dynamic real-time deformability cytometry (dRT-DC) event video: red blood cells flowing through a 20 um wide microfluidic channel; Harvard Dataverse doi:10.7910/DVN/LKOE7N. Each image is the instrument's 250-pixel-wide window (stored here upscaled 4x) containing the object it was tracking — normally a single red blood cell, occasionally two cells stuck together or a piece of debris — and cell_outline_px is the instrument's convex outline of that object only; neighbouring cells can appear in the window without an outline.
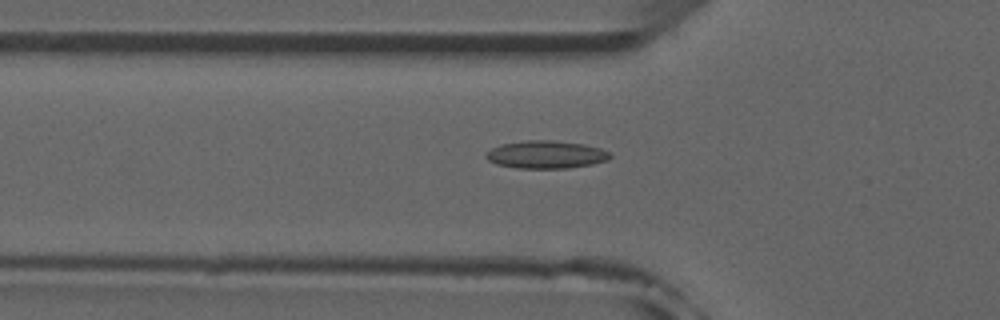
{"species": "common noctule bat (a hibernating species)", "species_latin": "Nyctalus noctula", "temperature_condition": "room temperature", "stored_images_in_passage": 48, "camera_frame_rate_fps": 3000, "um_per_image_px": 0.085, "animal": {"sex": "male", "forearm_length_mm": 52.5}, "frame": {"image": 1, "passage_image": 14, "time_ms": 4.333, "image_size_px": [1000, 320], "cell_outline_px": [[612, 156], [608, 160], [592, 164], [568, 168], [516, 168], [496, 164], [488, 160], [484, 156], [492, 148], [500, 144], [528, 140], [552, 140], [584, 144], [600, 148], [608, 152]], "centroid_in_image_um": [46.41, 13.14], "position_along_channel_um": 79.4, "area_um2": 20.06}, "authors_computed_cell_mechanics": {"area_um2": 18.207, "velocity_mm_per_s": 3.9392, "shape_relaxation_time_tau1_ms": null, "shape_relaxation_time_tau2_ms": 3.1466, "deformation_change_tau1": null, "deformation_change_tau2": 0.1011}}